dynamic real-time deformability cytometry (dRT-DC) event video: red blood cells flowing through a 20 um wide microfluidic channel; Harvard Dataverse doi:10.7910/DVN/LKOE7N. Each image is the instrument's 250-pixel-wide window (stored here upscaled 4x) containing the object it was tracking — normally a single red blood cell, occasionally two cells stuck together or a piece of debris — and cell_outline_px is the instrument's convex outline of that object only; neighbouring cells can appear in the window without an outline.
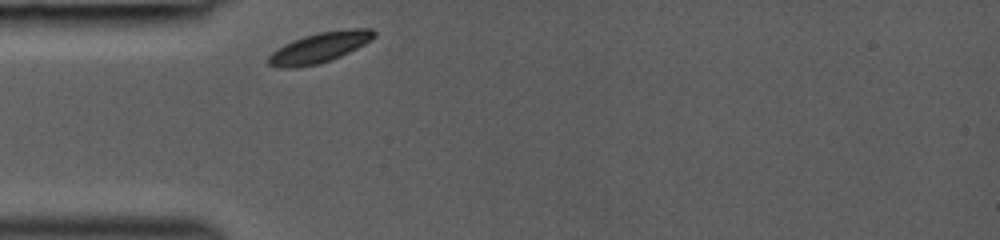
{"species": "common noctule bat (a hibernating species)", "species_latin": "Nyctalus noctula", "temperature_condition": "room temperature", "stored_images_in_passage": 21, "camera_frame_rate_fps": 3000, "um_per_image_px": 0.085, "animal": {"sex": "female", "body_mass_g": 19.0, "forearm_length_mm": 53.3}, "frame": {"image": 1, "passage_image": 1, "time_ms": 0.0, "image_size_px": [1000, 240], "cell_outline_px": [[376, 36], [372, 40], [340, 56], [316, 64], [296, 68], [280, 68], [268, 64], [268, 56], [272, 52], [284, 44], [292, 40], [316, 32], [348, 28], [372, 28], [376, 32]], "centroid_in_image_um": [27.17, 4.02], "position_along_channel_um": 57.8, "area_um2": 18.67}}
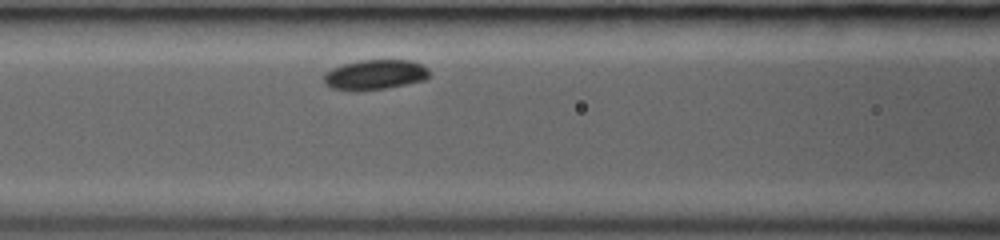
{"frame": {"image": 2, "passage_image": 12, "time_ms": 2.0, "image_size_px": [1000, 240], "cell_outline_px": [[428, 80], [384, 88], [356, 92], [352, 92], [332, 88], [324, 84], [324, 76], [332, 68], [344, 64], [360, 60], [412, 60], [428, 68]], "centroid_in_image_um": [31.87, 6.36], "position_along_channel_um": 134.7, "area_um2": 18.55}}
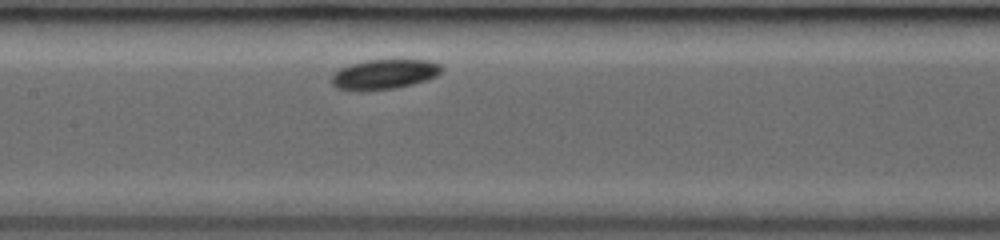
{"frame": {"image": 3, "passage_image": 18, "time_ms": 3.0, "image_size_px": [1000, 240], "cell_outline_px": [[444, 68], [436, 76], [428, 80], [396, 88], [360, 92], [356, 92], [336, 88], [332, 84], [332, 76], [340, 68], [352, 64], [368, 60], [428, 60], [440, 64]], "centroid_in_image_um": [32.66, 6.34], "position_along_channel_um": 174.7, "area_um2": 19.31}}